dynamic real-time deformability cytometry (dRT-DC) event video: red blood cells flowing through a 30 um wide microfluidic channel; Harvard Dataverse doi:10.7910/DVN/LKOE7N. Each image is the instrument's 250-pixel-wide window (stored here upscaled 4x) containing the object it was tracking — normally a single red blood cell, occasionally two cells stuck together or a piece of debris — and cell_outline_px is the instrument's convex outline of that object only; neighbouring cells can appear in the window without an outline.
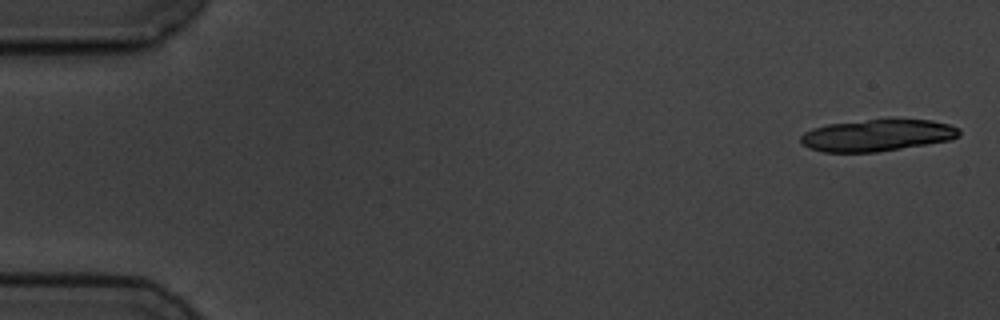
{"species": "common noctule bat (a hibernating species)", "species_latin": "Nyctalus noctula", "temperature_condition": "cold", "stored_images_in_passage": 3, "camera_frame_rate_fps": 3000, "um_per_image_px": 0.085, "animal": {"sex": "male", "body_mass_g": 19.5, "forearm_length_mm": 54.6}, "frame": {"image": 1, "passage_image": 1, "time_ms": 0.0, "image_size_px": [1000, 320], "cell_outline_px": [[960, 136], [952, 140], [876, 152], [824, 152], [808, 148], [800, 144], [800, 136], [804, 132], [812, 128], [828, 124], [892, 116], [932, 120], [948, 124], [960, 128]], "centroid_in_image_um": [74.59, 11.46], "position_along_channel_um": 10.4, "area_um2": 30.46}}